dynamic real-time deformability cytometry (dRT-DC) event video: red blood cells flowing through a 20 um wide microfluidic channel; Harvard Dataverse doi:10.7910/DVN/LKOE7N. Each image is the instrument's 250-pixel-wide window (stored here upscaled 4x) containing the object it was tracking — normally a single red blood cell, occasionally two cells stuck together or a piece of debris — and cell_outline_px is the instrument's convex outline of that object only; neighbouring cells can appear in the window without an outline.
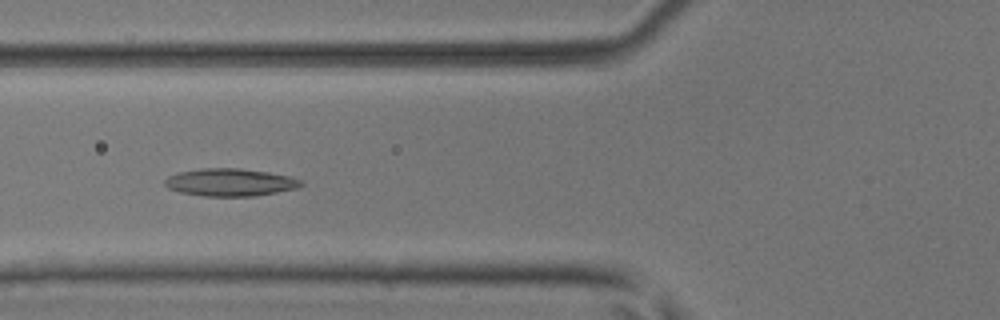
{"species": "common noctule bat (a hibernating species)", "species_latin": "Nyctalus noctula", "temperature_condition": "room temperature", "stored_images_in_passage": 9, "camera_frame_rate_fps": 3000, "um_per_image_px": 0.085, "animal": {"sex": "male", "body_mass_g": 17.9, "forearm_length_mm": 54.2}, "frame": {"image": 1, "passage_image": 6, "time_ms": 1.667, "image_size_px": [1000, 320], "cell_outline_px": [[304, 184], [296, 188], [276, 192], [252, 196], [204, 196], [180, 192], [168, 188], [164, 184], [164, 180], [168, 176], [180, 172], [200, 168], [240, 168], [268, 172], [288, 176], [300, 180]], "centroid_in_image_um": [19.53, 15.49], "position_along_channel_um": 106.3, "area_um2": 21.73}}
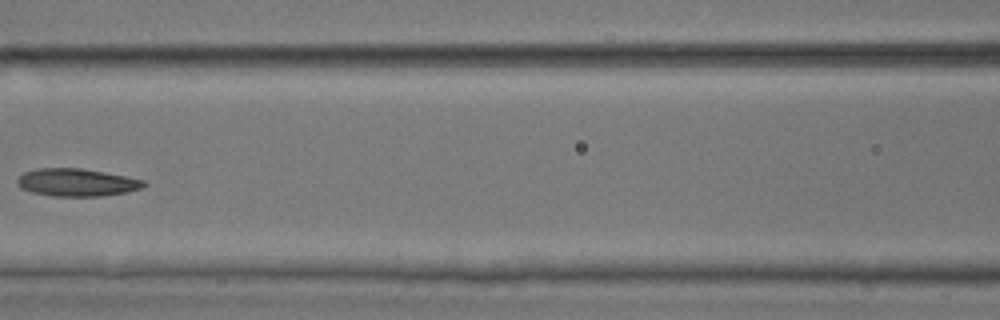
{"frame": {"image": 2, "passage_image": 7, "time_ms": 2.0, "image_size_px": [1000, 320], "cell_outline_px": [[148, 184], [140, 188], [124, 192], [100, 196], [52, 196], [32, 192], [20, 188], [16, 184], [16, 180], [24, 172], [36, 168], [80, 168], [124, 176], [144, 180]], "centroid_in_image_um": [6.46, 15.5], "position_along_channel_um": 160.1, "area_um2": 20.23}}
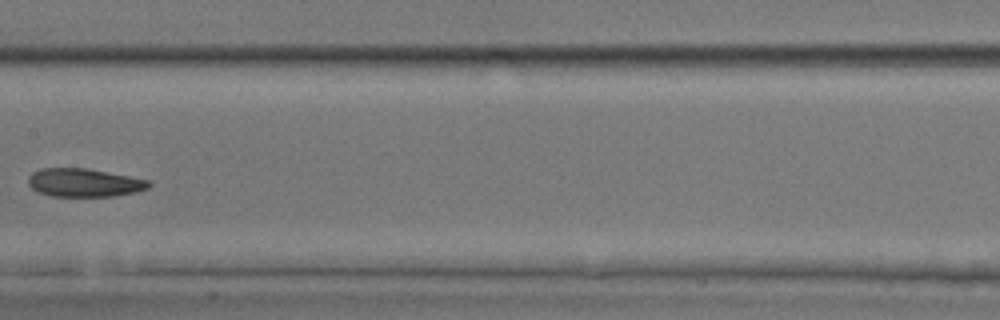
{"frame": {"image": 3, "passage_image": 8, "time_ms": 2.333, "image_size_px": [1000, 320], "cell_outline_px": [[152, 184], [148, 188], [136, 192], [112, 196], [52, 196], [36, 192], [28, 184], [28, 176], [32, 172], [40, 168], [88, 168], [148, 180]], "centroid_in_image_um": [7.11, 15.52], "position_along_channel_um": 200.3, "area_um2": 19.94}}